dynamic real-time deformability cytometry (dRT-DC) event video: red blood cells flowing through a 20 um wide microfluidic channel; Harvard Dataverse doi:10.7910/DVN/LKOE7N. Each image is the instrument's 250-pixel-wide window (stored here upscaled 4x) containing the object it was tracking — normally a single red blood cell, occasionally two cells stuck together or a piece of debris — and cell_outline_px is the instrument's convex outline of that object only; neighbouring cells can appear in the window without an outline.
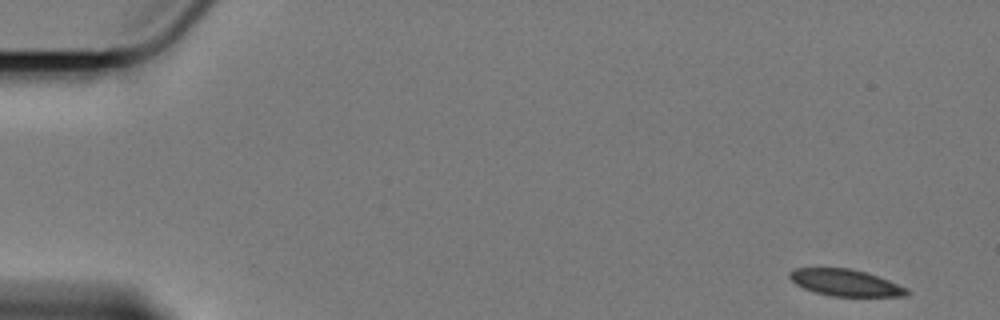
{"species": "Egyptian fruit bat (a non-hibernating species)", "species_latin": "Rousettus aegyptiacus", "temperature_condition": "cold", "stored_images_in_passage": 57, "camera_frame_rate_fps": 3000, "um_per_image_px": 0.085, "animal": {"sex": "female"}, "frame": {"image": 1, "passage_image": 1, "time_ms": 0.0, "image_size_px": [1000, 320], "cell_outline_px": [[912, 292], [908, 296], [828, 296], [804, 288], [796, 284], [788, 276], [788, 272], [796, 268], [848, 268], [864, 272], [888, 280], [908, 288]], "centroid_in_image_um": [71.88, 24.04], "position_along_channel_um": 13.1, "area_um2": 18.15}}
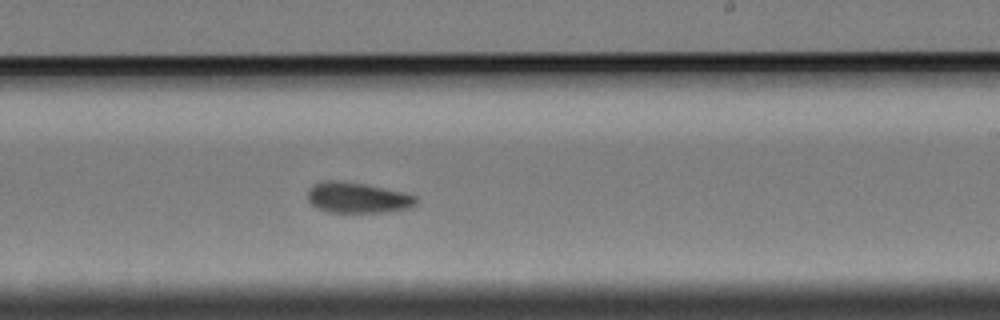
{"frame": {"image": 2, "passage_image": 34, "time_ms": 11.0, "image_size_px": [1000, 320], "cell_outline_px": [[420, 200], [412, 208], [384, 212], [328, 212], [316, 208], [308, 200], [308, 188], [312, 184], [324, 180], [340, 180], [368, 184], [408, 192], [416, 196]], "centroid_in_image_um": [30.44, 16.78], "position_along_channel_um": 258.6, "area_um2": 20.0}}
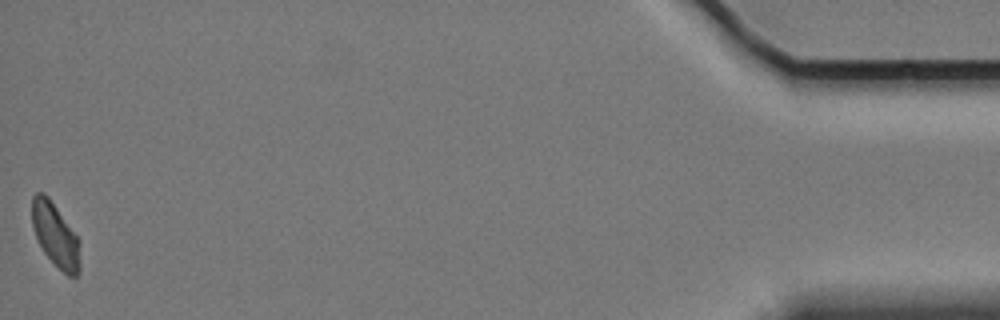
{"frame": {"image": 3, "passage_image": 57, "time_ms": 18.667, "image_size_px": [1000, 320], "cell_outline_px": [[80, 272], [76, 276], [68, 276], [44, 252], [32, 228], [32, 196], [36, 192], [44, 192], [48, 196], [80, 240]], "centroid_in_image_um": [4.72, 19.96], "position_along_channel_um": 430.5, "area_um2": 17.74}, "authors_computed_cell_mechanics": {"area_um2": 19.5942, "velocity_mm_per_s": 3.3815, "shape_relaxation_time_tau1_ms": 6.2704, "shape_relaxation_time_tau2_ms": 4.9872, "deformation_change_tau1": 0.1082, "deformation_change_tau2": 0.0779}}